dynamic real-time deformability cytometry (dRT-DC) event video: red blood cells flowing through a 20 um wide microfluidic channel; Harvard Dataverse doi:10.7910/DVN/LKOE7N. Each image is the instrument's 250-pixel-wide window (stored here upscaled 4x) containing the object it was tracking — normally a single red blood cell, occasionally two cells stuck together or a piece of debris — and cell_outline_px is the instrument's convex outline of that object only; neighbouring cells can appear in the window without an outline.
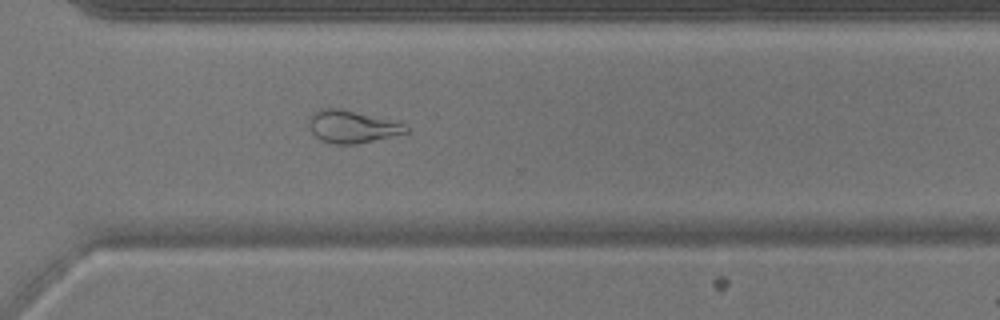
{"species": "common noctule bat (a hibernating species)", "species_latin": "Nyctalus noctula", "temperature_condition": "warm", "stored_images_in_passage": 51, "camera_frame_rate_fps": 3000, "um_per_image_px": 0.085, "animal": {"sex": "male", "body_mass_g": 17.9}, "frame": {"image": 1, "passage_image": 37, "time_ms": 12.0, "image_size_px": [1000, 320], "cell_outline_px": [[408, 132], [356, 144], [336, 144], [320, 140], [304, 124], [308, 116], [312, 112], [320, 108], [340, 108], [408, 124]], "centroid_in_image_um": [29.84, 10.74], "position_along_channel_um": 340.8, "area_um2": 18.61}}
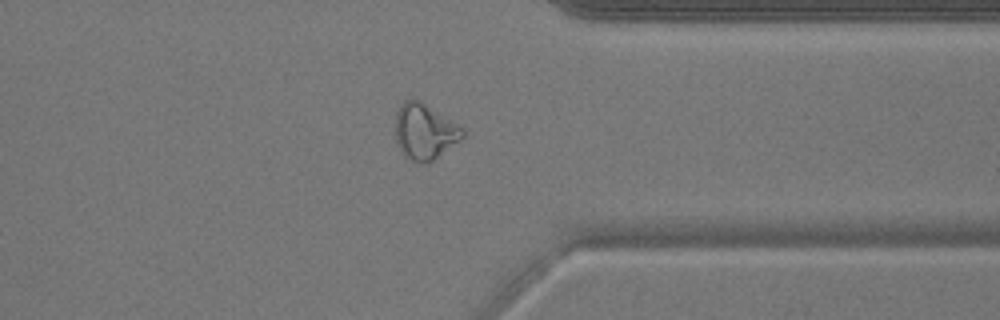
{"frame": {"image": 2, "passage_image": 40, "time_ms": 13.0, "image_size_px": [1000, 320], "cell_outline_px": [[464, 136], [460, 140], [428, 164], [420, 164], [412, 160], [400, 148], [396, 140], [396, 112], [400, 104], [404, 100], [420, 100], [460, 124], [464, 128]], "centroid_in_image_um": [36.13, 11.16], "position_along_channel_um": 375.3, "area_um2": 21.85}}
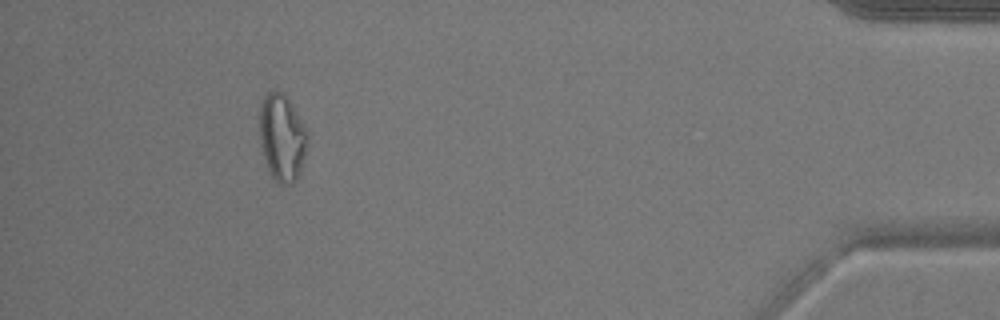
{"frame": {"image": 3, "passage_image": 47, "time_ms": 15.333, "image_size_px": [1000, 320], "cell_outline_px": [[308, 140], [300, 176], [292, 184], [280, 184], [268, 172], [260, 144], [260, 104], [264, 96], [268, 92], [276, 88], [288, 100], [304, 128], [308, 136]], "centroid_in_image_um": [23.95, 11.74], "position_along_channel_um": 411.2, "area_um2": 24.1}, "authors_computed_cell_mechanics": {"area_um2": 22.253, "velocity_mm_per_s": 3.9227, "shape_relaxation_time_tau1_ms": null, "shape_relaxation_time_tau2_ms": 2.3963, "deformation_change_tau1": null, "deformation_change_tau2": 0.0985}}